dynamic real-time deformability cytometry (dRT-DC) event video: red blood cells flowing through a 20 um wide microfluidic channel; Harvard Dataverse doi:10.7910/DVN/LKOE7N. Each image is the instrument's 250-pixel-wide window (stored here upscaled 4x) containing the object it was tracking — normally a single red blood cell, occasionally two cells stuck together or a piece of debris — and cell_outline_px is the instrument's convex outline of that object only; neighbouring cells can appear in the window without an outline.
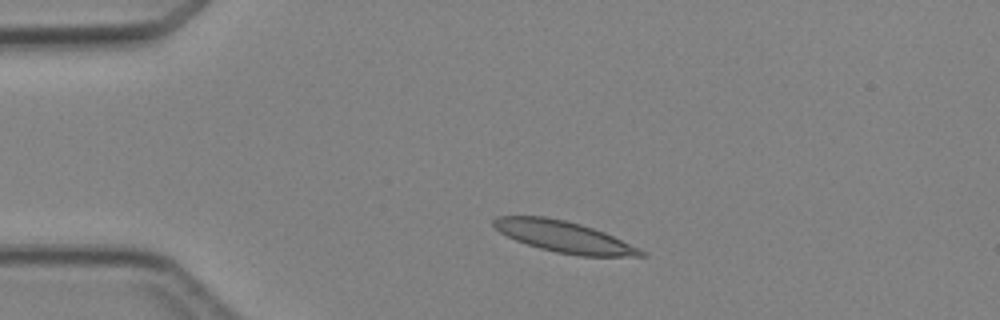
{"species": "Egyptian fruit bat (a non-hibernating species)", "species_latin": "Rousettus aegyptiacus", "temperature_condition": "cold", "stored_images_in_passage": 2, "camera_frame_rate_fps": 3000, "um_per_image_px": 0.085, "animal": {"sex": "female"}, "frame": {"image": 1, "passage_image": 1, "time_ms": 0.0, "image_size_px": [1000, 320], "cell_outline_px": [[648, 256], [580, 256], [556, 252], [540, 248], [516, 240], [500, 232], [492, 224], [492, 220], [496, 216], [544, 216], [564, 220], [580, 224], [604, 232], [640, 248], [648, 252]], "centroid_in_image_um": [47.97, 20.13], "position_along_channel_um": 37.0, "area_um2": 26.7}}